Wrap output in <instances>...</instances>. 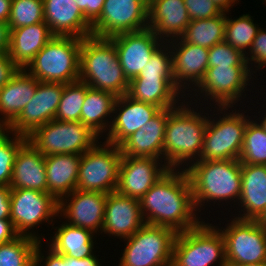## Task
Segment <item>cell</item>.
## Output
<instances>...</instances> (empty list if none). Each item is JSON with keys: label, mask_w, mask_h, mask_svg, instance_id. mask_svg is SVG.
Instances as JSON below:
<instances>
[{"label": "cell", "mask_w": 266, "mask_h": 266, "mask_svg": "<svg viewBox=\"0 0 266 266\" xmlns=\"http://www.w3.org/2000/svg\"><path fill=\"white\" fill-rule=\"evenodd\" d=\"M139 201L145 224L168 227L180 233L204 220L197 214L185 169H169Z\"/></svg>", "instance_id": "obj_1"}, {"label": "cell", "mask_w": 266, "mask_h": 266, "mask_svg": "<svg viewBox=\"0 0 266 266\" xmlns=\"http://www.w3.org/2000/svg\"><path fill=\"white\" fill-rule=\"evenodd\" d=\"M190 105L185 99L177 107L168 108L163 160L170 169H185L201 156L208 113L199 104L193 105L195 109Z\"/></svg>", "instance_id": "obj_2"}, {"label": "cell", "mask_w": 266, "mask_h": 266, "mask_svg": "<svg viewBox=\"0 0 266 266\" xmlns=\"http://www.w3.org/2000/svg\"><path fill=\"white\" fill-rule=\"evenodd\" d=\"M241 166L236 159L197 160L185 168L197 212L204 210L207 203H213L215 207V203L219 206L222 202L228 206L233 201L235 207L241 195Z\"/></svg>", "instance_id": "obj_3"}, {"label": "cell", "mask_w": 266, "mask_h": 266, "mask_svg": "<svg viewBox=\"0 0 266 266\" xmlns=\"http://www.w3.org/2000/svg\"><path fill=\"white\" fill-rule=\"evenodd\" d=\"M79 80L91 88L111 92L116 97L128 92L129 80L124 75L110 38L91 35L82 39Z\"/></svg>", "instance_id": "obj_4"}, {"label": "cell", "mask_w": 266, "mask_h": 266, "mask_svg": "<svg viewBox=\"0 0 266 266\" xmlns=\"http://www.w3.org/2000/svg\"><path fill=\"white\" fill-rule=\"evenodd\" d=\"M230 108L231 110H228ZM232 108L215 106L213 111L217 113L210 114V116L208 114V123L199 160H239L245 128L252 117L246 115L245 113L248 112L240 110V108L239 110H236L235 106L234 110ZM214 115L219 117H214Z\"/></svg>", "instance_id": "obj_5"}, {"label": "cell", "mask_w": 266, "mask_h": 266, "mask_svg": "<svg viewBox=\"0 0 266 266\" xmlns=\"http://www.w3.org/2000/svg\"><path fill=\"white\" fill-rule=\"evenodd\" d=\"M81 43L82 38L54 36L24 69L40 82L78 81Z\"/></svg>", "instance_id": "obj_6"}, {"label": "cell", "mask_w": 266, "mask_h": 266, "mask_svg": "<svg viewBox=\"0 0 266 266\" xmlns=\"http://www.w3.org/2000/svg\"><path fill=\"white\" fill-rule=\"evenodd\" d=\"M252 76L256 75H253L249 66L208 67L202 81L193 90L192 94L187 93V98L189 95L191 96H189V98L192 105L199 103L203 106V101L204 103L207 101V103L204 104L206 106V104L210 102L208 107L206 106L205 110L207 111L210 109L209 106H211L212 109V106L215 107V105L216 107H234L235 104L238 106L237 102L242 99L244 100L245 97H247L245 91L250 90H247V86H250V83H252L250 82L252 81L251 79H255ZM194 96L199 100V102L194 98Z\"/></svg>", "instance_id": "obj_7"}, {"label": "cell", "mask_w": 266, "mask_h": 266, "mask_svg": "<svg viewBox=\"0 0 266 266\" xmlns=\"http://www.w3.org/2000/svg\"><path fill=\"white\" fill-rule=\"evenodd\" d=\"M215 262L217 266H227L225 239L218 226L203 220L198 226L177 233L172 253L174 266H211Z\"/></svg>", "instance_id": "obj_8"}, {"label": "cell", "mask_w": 266, "mask_h": 266, "mask_svg": "<svg viewBox=\"0 0 266 266\" xmlns=\"http://www.w3.org/2000/svg\"><path fill=\"white\" fill-rule=\"evenodd\" d=\"M27 138L44 156L82 155L102 139L80 121L64 122L56 119L39 126Z\"/></svg>", "instance_id": "obj_9"}, {"label": "cell", "mask_w": 266, "mask_h": 266, "mask_svg": "<svg viewBox=\"0 0 266 266\" xmlns=\"http://www.w3.org/2000/svg\"><path fill=\"white\" fill-rule=\"evenodd\" d=\"M177 233L168 227L144 224L126 243L118 266H164L172 262Z\"/></svg>", "instance_id": "obj_10"}, {"label": "cell", "mask_w": 266, "mask_h": 266, "mask_svg": "<svg viewBox=\"0 0 266 266\" xmlns=\"http://www.w3.org/2000/svg\"><path fill=\"white\" fill-rule=\"evenodd\" d=\"M10 199V221L16 232L42 242L45 234H38L39 225L46 222L52 224V227L55 225L54 219L59 215V202L47 192L32 189H11ZM36 227L37 232L33 230Z\"/></svg>", "instance_id": "obj_11"}, {"label": "cell", "mask_w": 266, "mask_h": 266, "mask_svg": "<svg viewBox=\"0 0 266 266\" xmlns=\"http://www.w3.org/2000/svg\"><path fill=\"white\" fill-rule=\"evenodd\" d=\"M121 158L119 146L98 142L81 156L76 189L105 194L116 191Z\"/></svg>", "instance_id": "obj_12"}, {"label": "cell", "mask_w": 266, "mask_h": 266, "mask_svg": "<svg viewBox=\"0 0 266 266\" xmlns=\"http://www.w3.org/2000/svg\"><path fill=\"white\" fill-rule=\"evenodd\" d=\"M231 216L225 228L218 227L225 239L227 266L266 262V229L256 220Z\"/></svg>", "instance_id": "obj_13"}, {"label": "cell", "mask_w": 266, "mask_h": 266, "mask_svg": "<svg viewBox=\"0 0 266 266\" xmlns=\"http://www.w3.org/2000/svg\"><path fill=\"white\" fill-rule=\"evenodd\" d=\"M149 5L133 0H105L100 16L91 24L92 35L110 38L147 29Z\"/></svg>", "instance_id": "obj_14"}, {"label": "cell", "mask_w": 266, "mask_h": 266, "mask_svg": "<svg viewBox=\"0 0 266 266\" xmlns=\"http://www.w3.org/2000/svg\"><path fill=\"white\" fill-rule=\"evenodd\" d=\"M106 200L105 193L75 189L59 201L58 217L72 226L101 233Z\"/></svg>", "instance_id": "obj_15"}, {"label": "cell", "mask_w": 266, "mask_h": 266, "mask_svg": "<svg viewBox=\"0 0 266 266\" xmlns=\"http://www.w3.org/2000/svg\"><path fill=\"white\" fill-rule=\"evenodd\" d=\"M63 89L61 83L39 82L34 96L6 129L28 136L39 126L54 120Z\"/></svg>", "instance_id": "obj_16"}, {"label": "cell", "mask_w": 266, "mask_h": 266, "mask_svg": "<svg viewBox=\"0 0 266 266\" xmlns=\"http://www.w3.org/2000/svg\"><path fill=\"white\" fill-rule=\"evenodd\" d=\"M167 42L172 54V73L176 87L187 97L186 92L192 93L208 69L209 49L182 42L179 38Z\"/></svg>", "instance_id": "obj_17"}, {"label": "cell", "mask_w": 266, "mask_h": 266, "mask_svg": "<svg viewBox=\"0 0 266 266\" xmlns=\"http://www.w3.org/2000/svg\"><path fill=\"white\" fill-rule=\"evenodd\" d=\"M163 162L152 157L122 156L116 191L121 195L140 200L170 169Z\"/></svg>", "instance_id": "obj_18"}, {"label": "cell", "mask_w": 266, "mask_h": 266, "mask_svg": "<svg viewBox=\"0 0 266 266\" xmlns=\"http://www.w3.org/2000/svg\"><path fill=\"white\" fill-rule=\"evenodd\" d=\"M113 41L124 75L130 81L138 76L154 51L164 42L150 28L121 33Z\"/></svg>", "instance_id": "obj_19"}, {"label": "cell", "mask_w": 266, "mask_h": 266, "mask_svg": "<svg viewBox=\"0 0 266 266\" xmlns=\"http://www.w3.org/2000/svg\"><path fill=\"white\" fill-rule=\"evenodd\" d=\"M161 109L133 99L127 93L116 98L113 118L108 132L103 134L107 143L119 146L127 137L143 127ZM105 135V136H104Z\"/></svg>", "instance_id": "obj_20"}, {"label": "cell", "mask_w": 266, "mask_h": 266, "mask_svg": "<svg viewBox=\"0 0 266 266\" xmlns=\"http://www.w3.org/2000/svg\"><path fill=\"white\" fill-rule=\"evenodd\" d=\"M144 224L138 199L117 191L107 194L101 235L104 233L124 240L134 235Z\"/></svg>", "instance_id": "obj_21"}, {"label": "cell", "mask_w": 266, "mask_h": 266, "mask_svg": "<svg viewBox=\"0 0 266 266\" xmlns=\"http://www.w3.org/2000/svg\"><path fill=\"white\" fill-rule=\"evenodd\" d=\"M44 21L54 36L85 38L92 35L91 24L75 0H43Z\"/></svg>", "instance_id": "obj_22"}, {"label": "cell", "mask_w": 266, "mask_h": 266, "mask_svg": "<svg viewBox=\"0 0 266 266\" xmlns=\"http://www.w3.org/2000/svg\"><path fill=\"white\" fill-rule=\"evenodd\" d=\"M168 108L161 109L143 127L127 137L120 145L122 156L152 157L163 161V143Z\"/></svg>", "instance_id": "obj_23"}, {"label": "cell", "mask_w": 266, "mask_h": 266, "mask_svg": "<svg viewBox=\"0 0 266 266\" xmlns=\"http://www.w3.org/2000/svg\"><path fill=\"white\" fill-rule=\"evenodd\" d=\"M190 21L184 0H150L148 28L164 42L179 38Z\"/></svg>", "instance_id": "obj_24"}, {"label": "cell", "mask_w": 266, "mask_h": 266, "mask_svg": "<svg viewBox=\"0 0 266 266\" xmlns=\"http://www.w3.org/2000/svg\"><path fill=\"white\" fill-rule=\"evenodd\" d=\"M239 214L242 220H257L266 209V165L242 164ZM243 212V213H242Z\"/></svg>", "instance_id": "obj_25"}, {"label": "cell", "mask_w": 266, "mask_h": 266, "mask_svg": "<svg viewBox=\"0 0 266 266\" xmlns=\"http://www.w3.org/2000/svg\"><path fill=\"white\" fill-rule=\"evenodd\" d=\"M9 187L47 192L45 156L29 141L17 152Z\"/></svg>", "instance_id": "obj_26"}, {"label": "cell", "mask_w": 266, "mask_h": 266, "mask_svg": "<svg viewBox=\"0 0 266 266\" xmlns=\"http://www.w3.org/2000/svg\"><path fill=\"white\" fill-rule=\"evenodd\" d=\"M39 82L25 69H19L0 89V128L6 129L20 115L34 96Z\"/></svg>", "instance_id": "obj_27"}, {"label": "cell", "mask_w": 266, "mask_h": 266, "mask_svg": "<svg viewBox=\"0 0 266 266\" xmlns=\"http://www.w3.org/2000/svg\"><path fill=\"white\" fill-rule=\"evenodd\" d=\"M127 94L160 109L175 108L187 98L177 89L173 77H134Z\"/></svg>", "instance_id": "obj_28"}, {"label": "cell", "mask_w": 266, "mask_h": 266, "mask_svg": "<svg viewBox=\"0 0 266 266\" xmlns=\"http://www.w3.org/2000/svg\"><path fill=\"white\" fill-rule=\"evenodd\" d=\"M52 37L54 35L45 21L10 29L8 55L20 69H24Z\"/></svg>", "instance_id": "obj_29"}, {"label": "cell", "mask_w": 266, "mask_h": 266, "mask_svg": "<svg viewBox=\"0 0 266 266\" xmlns=\"http://www.w3.org/2000/svg\"><path fill=\"white\" fill-rule=\"evenodd\" d=\"M81 156L78 154L45 156L47 193L58 202L76 189Z\"/></svg>", "instance_id": "obj_30"}, {"label": "cell", "mask_w": 266, "mask_h": 266, "mask_svg": "<svg viewBox=\"0 0 266 266\" xmlns=\"http://www.w3.org/2000/svg\"><path fill=\"white\" fill-rule=\"evenodd\" d=\"M53 229L56 231L53 232V236L50 235L51 239L47 245L56 253L77 259L95 254L96 241L94 238L97 239V236L90 230L72 226L67 222H62L59 226H54Z\"/></svg>", "instance_id": "obj_31"}, {"label": "cell", "mask_w": 266, "mask_h": 266, "mask_svg": "<svg viewBox=\"0 0 266 266\" xmlns=\"http://www.w3.org/2000/svg\"><path fill=\"white\" fill-rule=\"evenodd\" d=\"M116 98L111 92L91 88L86 84L80 122L102 137L103 132L106 134L110 128Z\"/></svg>", "instance_id": "obj_32"}, {"label": "cell", "mask_w": 266, "mask_h": 266, "mask_svg": "<svg viewBox=\"0 0 266 266\" xmlns=\"http://www.w3.org/2000/svg\"><path fill=\"white\" fill-rule=\"evenodd\" d=\"M226 13L201 20H191L184 33L179 37L182 42H188L201 47L210 48L224 41Z\"/></svg>", "instance_id": "obj_33"}, {"label": "cell", "mask_w": 266, "mask_h": 266, "mask_svg": "<svg viewBox=\"0 0 266 266\" xmlns=\"http://www.w3.org/2000/svg\"><path fill=\"white\" fill-rule=\"evenodd\" d=\"M259 28L250 14H243L239 18L232 19L226 13L224 41L246 55Z\"/></svg>", "instance_id": "obj_34"}, {"label": "cell", "mask_w": 266, "mask_h": 266, "mask_svg": "<svg viewBox=\"0 0 266 266\" xmlns=\"http://www.w3.org/2000/svg\"><path fill=\"white\" fill-rule=\"evenodd\" d=\"M255 119H250L244 132V142L239 157L241 164L266 165V131Z\"/></svg>", "instance_id": "obj_35"}, {"label": "cell", "mask_w": 266, "mask_h": 266, "mask_svg": "<svg viewBox=\"0 0 266 266\" xmlns=\"http://www.w3.org/2000/svg\"><path fill=\"white\" fill-rule=\"evenodd\" d=\"M38 240L19 235L0 244V266H34V254Z\"/></svg>", "instance_id": "obj_36"}, {"label": "cell", "mask_w": 266, "mask_h": 266, "mask_svg": "<svg viewBox=\"0 0 266 266\" xmlns=\"http://www.w3.org/2000/svg\"><path fill=\"white\" fill-rule=\"evenodd\" d=\"M85 96V82L78 80L64 84V89L54 119L64 122L80 121Z\"/></svg>", "instance_id": "obj_37"}, {"label": "cell", "mask_w": 266, "mask_h": 266, "mask_svg": "<svg viewBox=\"0 0 266 266\" xmlns=\"http://www.w3.org/2000/svg\"><path fill=\"white\" fill-rule=\"evenodd\" d=\"M27 141V136L0 128V186L10 185L17 152Z\"/></svg>", "instance_id": "obj_38"}, {"label": "cell", "mask_w": 266, "mask_h": 266, "mask_svg": "<svg viewBox=\"0 0 266 266\" xmlns=\"http://www.w3.org/2000/svg\"><path fill=\"white\" fill-rule=\"evenodd\" d=\"M44 22L43 0H12L9 29Z\"/></svg>", "instance_id": "obj_39"}, {"label": "cell", "mask_w": 266, "mask_h": 266, "mask_svg": "<svg viewBox=\"0 0 266 266\" xmlns=\"http://www.w3.org/2000/svg\"><path fill=\"white\" fill-rule=\"evenodd\" d=\"M136 77H173L172 54L168 42H163Z\"/></svg>", "instance_id": "obj_40"}, {"label": "cell", "mask_w": 266, "mask_h": 266, "mask_svg": "<svg viewBox=\"0 0 266 266\" xmlns=\"http://www.w3.org/2000/svg\"><path fill=\"white\" fill-rule=\"evenodd\" d=\"M248 66L245 54L222 41L209 48L208 67Z\"/></svg>", "instance_id": "obj_41"}, {"label": "cell", "mask_w": 266, "mask_h": 266, "mask_svg": "<svg viewBox=\"0 0 266 266\" xmlns=\"http://www.w3.org/2000/svg\"><path fill=\"white\" fill-rule=\"evenodd\" d=\"M245 57L252 73H257V70H261V68L264 70L266 67V29L261 27L258 29L256 37L254 38L252 45ZM253 66L255 67L256 71L254 70Z\"/></svg>", "instance_id": "obj_42"}, {"label": "cell", "mask_w": 266, "mask_h": 266, "mask_svg": "<svg viewBox=\"0 0 266 266\" xmlns=\"http://www.w3.org/2000/svg\"><path fill=\"white\" fill-rule=\"evenodd\" d=\"M190 20H201L216 17L222 11L212 0H184Z\"/></svg>", "instance_id": "obj_43"}, {"label": "cell", "mask_w": 266, "mask_h": 266, "mask_svg": "<svg viewBox=\"0 0 266 266\" xmlns=\"http://www.w3.org/2000/svg\"><path fill=\"white\" fill-rule=\"evenodd\" d=\"M41 245L43 246L42 242L39 241L35 249L34 266H67V256L56 253L48 245L46 246L49 249L45 251ZM41 250L47 254L44 256ZM42 262L43 264H41Z\"/></svg>", "instance_id": "obj_44"}, {"label": "cell", "mask_w": 266, "mask_h": 266, "mask_svg": "<svg viewBox=\"0 0 266 266\" xmlns=\"http://www.w3.org/2000/svg\"><path fill=\"white\" fill-rule=\"evenodd\" d=\"M85 19L92 24L101 14L105 0H75Z\"/></svg>", "instance_id": "obj_45"}, {"label": "cell", "mask_w": 266, "mask_h": 266, "mask_svg": "<svg viewBox=\"0 0 266 266\" xmlns=\"http://www.w3.org/2000/svg\"><path fill=\"white\" fill-rule=\"evenodd\" d=\"M19 69L8 53H0V89L14 77Z\"/></svg>", "instance_id": "obj_46"}, {"label": "cell", "mask_w": 266, "mask_h": 266, "mask_svg": "<svg viewBox=\"0 0 266 266\" xmlns=\"http://www.w3.org/2000/svg\"><path fill=\"white\" fill-rule=\"evenodd\" d=\"M11 188L0 186V220H10L11 211Z\"/></svg>", "instance_id": "obj_47"}, {"label": "cell", "mask_w": 266, "mask_h": 266, "mask_svg": "<svg viewBox=\"0 0 266 266\" xmlns=\"http://www.w3.org/2000/svg\"><path fill=\"white\" fill-rule=\"evenodd\" d=\"M19 234L10 220H0V244L17 238Z\"/></svg>", "instance_id": "obj_48"}, {"label": "cell", "mask_w": 266, "mask_h": 266, "mask_svg": "<svg viewBox=\"0 0 266 266\" xmlns=\"http://www.w3.org/2000/svg\"><path fill=\"white\" fill-rule=\"evenodd\" d=\"M97 257L96 254L83 259L67 256V266H102Z\"/></svg>", "instance_id": "obj_49"}, {"label": "cell", "mask_w": 266, "mask_h": 266, "mask_svg": "<svg viewBox=\"0 0 266 266\" xmlns=\"http://www.w3.org/2000/svg\"><path fill=\"white\" fill-rule=\"evenodd\" d=\"M10 29L7 23L0 22V53H8Z\"/></svg>", "instance_id": "obj_50"}, {"label": "cell", "mask_w": 266, "mask_h": 266, "mask_svg": "<svg viewBox=\"0 0 266 266\" xmlns=\"http://www.w3.org/2000/svg\"><path fill=\"white\" fill-rule=\"evenodd\" d=\"M12 0H0V22L8 23Z\"/></svg>", "instance_id": "obj_51"}, {"label": "cell", "mask_w": 266, "mask_h": 266, "mask_svg": "<svg viewBox=\"0 0 266 266\" xmlns=\"http://www.w3.org/2000/svg\"><path fill=\"white\" fill-rule=\"evenodd\" d=\"M215 6L219 8L222 12L227 13L231 12V8L237 3L239 4V0H212Z\"/></svg>", "instance_id": "obj_52"}, {"label": "cell", "mask_w": 266, "mask_h": 266, "mask_svg": "<svg viewBox=\"0 0 266 266\" xmlns=\"http://www.w3.org/2000/svg\"><path fill=\"white\" fill-rule=\"evenodd\" d=\"M256 221L266 229V209Z\"/></svg>", "instance_id": "obj_53"}, {"label": "cell", "mask_w": 266, "mask_h": 266, "mask_svg": "<svg viewBox=\"0 0 266 266\" xmlns=\"http://www.w3.org/2000/svg\"><path fill=\"white\" fill-rule=\"evenodd\" d=\"M265 115L264 116H262L261 118L259 117V118H257L256 120H258V122H259V124L263 127V129L266 131V113H264ZM260 119H262V120H260Z\"/></svg>", "instance_id": "obj_54"}, {"label": "cell", "mask_w": 266, "mask_h": 266, "mask_svg": "<svg viewBox=\"0 0 266 266\" xmlns=\"http://www.w3.org/2000/svg\"><path fill=\"white\" fill-rule=\"evenodd\" d=\"M234 266H266V262L250 263V264H242V265H234Z\"/></svg>", "instance_id": "obj_55"}, {"label": "cell", "mask_w": 266, "mask_h": 266, "mask_svg": "<svg viewBox=\"0 0 266 266\" xmlns=\"http://www.w3.org/2000/svg\"><path fill=\"white\" fill-rule=\"evenodd\" d=\"M138 1L139 3H150V0H133Z\"/></svg>", "instance_id": "obj_56"}, {"label": "cell", "mask_w": 266, "mask_h": 266, "mask_svg": "<svg viewBox=\"0 0 266 266\" xmlns=\"http://www.w3.org/2000/svg\"><path fill=\"white\" fill-rule=\"evenodd\" d=\"M164 266H174V264L171 262V263L166 264V265H164Z\"/></svg>", "instance_id": "obj_57"}]
</instances>
